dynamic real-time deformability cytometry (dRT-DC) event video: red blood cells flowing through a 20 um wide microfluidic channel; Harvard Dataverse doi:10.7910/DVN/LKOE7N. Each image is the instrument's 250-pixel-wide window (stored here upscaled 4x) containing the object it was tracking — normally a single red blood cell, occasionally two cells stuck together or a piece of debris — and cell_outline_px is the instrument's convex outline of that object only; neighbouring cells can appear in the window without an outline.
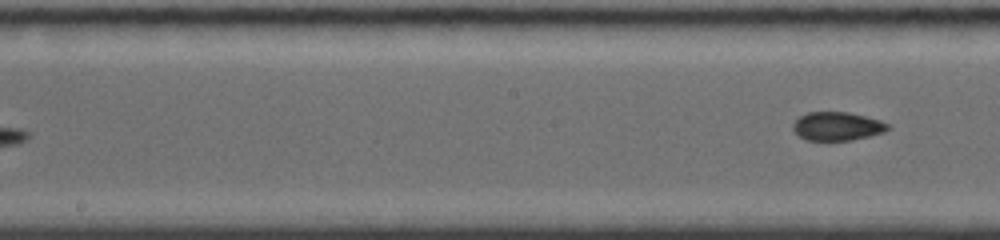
{"species": "common noctule bat (a hibernating species)", "species_latin": "Nyctalus noctula", "temperature_condition": "room temperature", "stored_images_in_passage": 15, "segment_of_instrument_passage": [2, 2], "camera_frame_rate_fps": 4000, "um_per_image_px": 0.085, "animal": {"sex": "female", "body_mass_g": 19.0, "forearm_length_mm": 56.7}, "frame": {"image": 1, "passage_image": 15, "time_ms": 9.75, "image_size_px": [1000, 240], "cell_outline_px": [[888, 128], [884, 132], [852, 140], [808, 140], [800, 136], [792, 128], [792, 124], [800, 116], [808, 112], [848, 112], [880, 120], [888, 124]], "centroid_in_image_um": [71.14, 10.72], "position_along_channel_um": 177.1, "area_um2": 15.55}}